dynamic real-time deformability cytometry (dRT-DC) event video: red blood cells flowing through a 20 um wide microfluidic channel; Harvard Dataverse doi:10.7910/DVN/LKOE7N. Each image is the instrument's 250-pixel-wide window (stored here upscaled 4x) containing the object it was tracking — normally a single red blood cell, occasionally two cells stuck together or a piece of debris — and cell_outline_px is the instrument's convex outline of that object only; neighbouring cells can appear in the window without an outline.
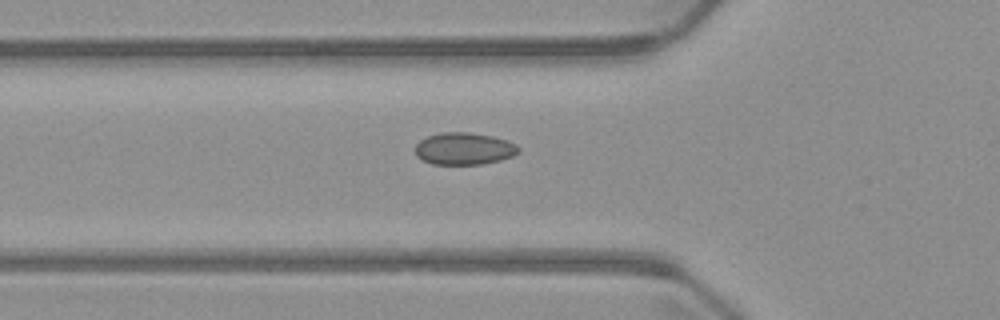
{"species": "common noctule bat (a hibernating species)", "species_latin": "Nyctalus noctula", "temperature_condition": "warm", "stored_images_in_passage": 5, "camera_frame_rate_fps": 3000, "um_per_image_px": 0.085, "animal": {"sex": "male", "body_mass_g": 23.1, "forearm_length_mm": 52.7}, "frame": {"image": 1, "passage_image": 5, "time_ms": 6.0, "image_size_px": [1000, 320], "cell_outline_px": [[520, 152], [512, 156], [500, 160], [480, 164], [432, 164], [416, 156], [416, 144], [420, 140], [428, 136], [444, 132], [468, 132], [492, 136], [508, 140], [516, 144], [520, 148]], "centroid_in_image_um": [39.47, 12.63], "position_along_channel_um": 86.3, "area_um2": 19.31}}